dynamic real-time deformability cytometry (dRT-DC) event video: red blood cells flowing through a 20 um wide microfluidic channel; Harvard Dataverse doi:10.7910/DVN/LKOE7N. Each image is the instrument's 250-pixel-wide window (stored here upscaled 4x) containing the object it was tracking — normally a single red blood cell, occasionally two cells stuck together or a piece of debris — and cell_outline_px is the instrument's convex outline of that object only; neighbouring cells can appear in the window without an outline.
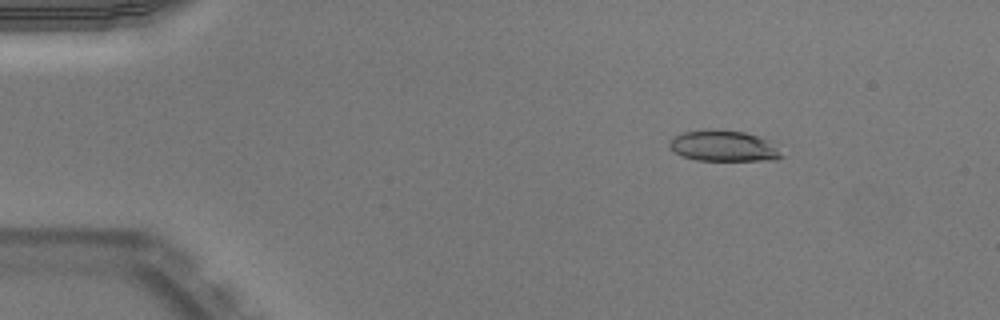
{"species": "Egyptian fruit bat (a non-hibernating species)", "species_latin": "Rousettus aegyptiacus", "temperature_condition": "warm", "stored_images_in_passage": 52, "camera_frame_rate_fps": 3000, "um_per_image_px": 0.085, "animal": {"sex": "male"}, "frame": {"image": 1, "passage_image": 8, "time_ms": 2.333, "image_size_px": [1000, 320], "cell_outline_px": [[784, 156], [776, 160], [696, 160], [684, 156], [676, 152], [668, 144], [672, 136], [684, 132], [716, 128], [744, 132], [756, 136], [764, 140], [776, 148]], "centroid_in_image_um": [61.45, 12.4], "position_along_channel_um": 23.5, "area_um2": 19.88}}
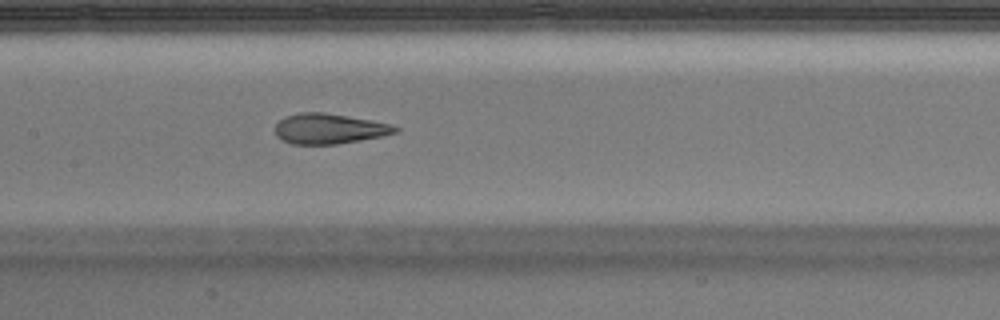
{"frame": {"image": 2, "passage_image": 26, "time_ms": 8.333, "image_size_px": [1000, 320], "cell_outline_px": [[400, 128], [396, 132], [380, 136], [360, 140], [336, 144], [292, 144], [280, 140], [276, 136], [276, 124], [284, 116], [300, 112], [324, 112], [392, 124]], "centroid_in_image_um": [27.93, 10.94], "position_along_channel_um": 179.5, "area_um2": 21.1}}
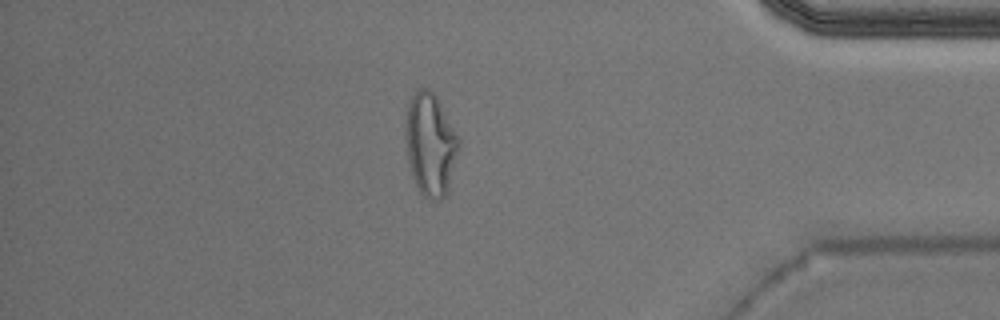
{"frame": {"image": 3, "passage_image": 45, "time_ms": 14.667, "image_size_px": [1000, 320], "cell_outline_px": [[460, 148], [448, 188], [444, 196], [440, 200], [428, 200], [420, 192], [412, 176], [408, 156], [404, 132], [408, 104], [412, 96], [420, 88], [428, 88], [436, 96], [460, 140]], "centroid_in_image_um": [36.58, 12.29], "position_along_channel_um": 398.6, "area_um2": 31.62}, "authors_computed_cell_mechanics": {"area_um2": 21.964, "velocity_mm_per_s": 3.9562, "shape_relaxation_time_tau1_ms": null, "shape_relaxation_time_tau2_ms": 1.2106, "deformation_change_tau1": null, "deformation_change_tau2": 0.1042}}